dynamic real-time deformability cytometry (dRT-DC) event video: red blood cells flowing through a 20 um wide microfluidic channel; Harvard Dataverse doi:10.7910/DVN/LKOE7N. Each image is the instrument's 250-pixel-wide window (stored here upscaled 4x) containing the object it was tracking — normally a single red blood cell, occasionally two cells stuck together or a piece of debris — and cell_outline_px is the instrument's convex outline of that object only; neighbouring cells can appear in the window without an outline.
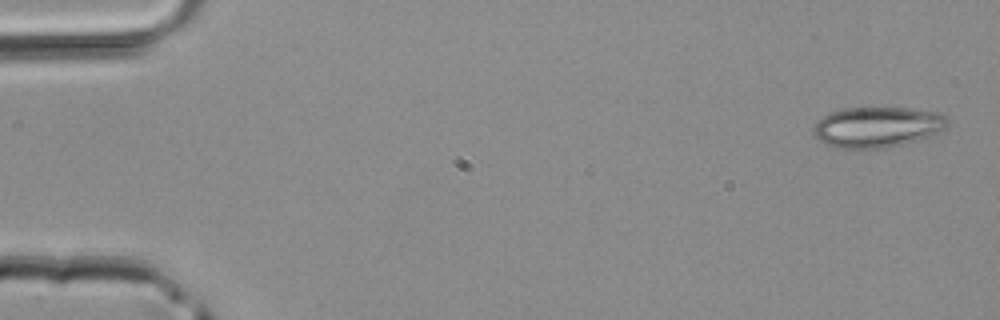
{"species": "common noctule bat (a hibernating species)", "species_latin": "Nyctalus noctula", "temperature_condition": "room temperature", "stored_images_in_passage": 3, "camera_frame_rate_fps": 3000, "um_per_image_px": 0.085, "animal": {"sex": "male", "body_mass_g": 20.4}, "frame": {"image": 1, "passage_image": 1, "time_ms": 0.0, "image_size_px": [1000, 320], "cell_outline_px": [[948, 124], [936, 136], [888, 148], [836, 148], [820, 140], [812, 132], [812, 128], [828, 112], [844, 108], [908, 108], [940, 112], [948, 120]], "centroid_in_image_um": [74.62, 10.8], "position_along_channel_um": 10.4, "area_um2": 31.96}}